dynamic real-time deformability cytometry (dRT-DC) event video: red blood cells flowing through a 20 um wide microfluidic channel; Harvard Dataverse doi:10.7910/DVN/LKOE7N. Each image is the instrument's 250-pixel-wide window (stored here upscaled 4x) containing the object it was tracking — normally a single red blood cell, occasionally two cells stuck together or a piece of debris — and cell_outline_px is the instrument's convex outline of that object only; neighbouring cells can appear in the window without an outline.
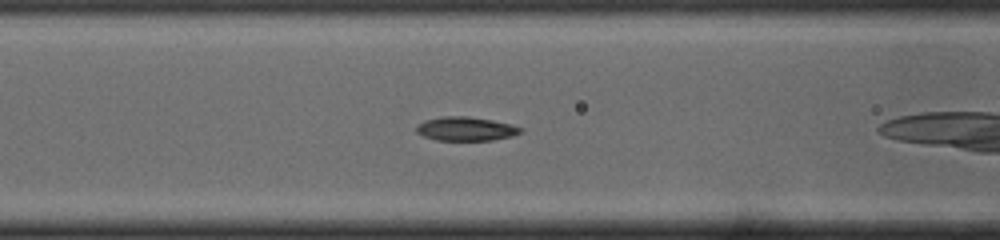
{"species": "common noctule bat (a hibernating species)", "species_latin": "Nyctalus noctula", "temperature_condition": "cold", "stored_images_in_passage": 43, "camera_frame_rate_fps": 3000, "um_per_image_px": 0.085, "animal": {"sex": "male", "body_mass_g": 19.0, "forearm_length_mm": 50.8}, "frame": {"image": 1, "passage_image": 12, "time_ms": 3.667, "image_size_px": [1000, 240], "cell_outline_px": [[524, 132], [512, 136], [492, 140], [436, 140], [424, 136], [416, 132], [416, 124], [424, 120], [444, 116], [468, 116], [492, 120], [512, 124], [524, 128]], "centroid_in_image_um": [39.62, 10.94], "position_along_channel_um": 127.0, "area_um2": 14.68}}
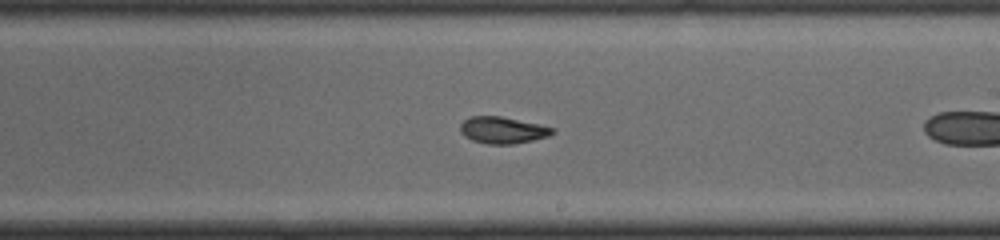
{"frame": {"image": 2, "passage_image": 21, "time_ms": 6.667, "image_size_px": [1000, 240], "cell_outline_px": [[556, 132], [548, 136], [532, 140], [512, 144], [488, 144], [472, 140], [464, 136], [460, 132], [460, 124], [468, 116], [500, 116], [556, 128]], "centroid_in_image_um": [42.71, 11.06], "position_along_channel_um": 246.3, "area_um2": 14.33}}
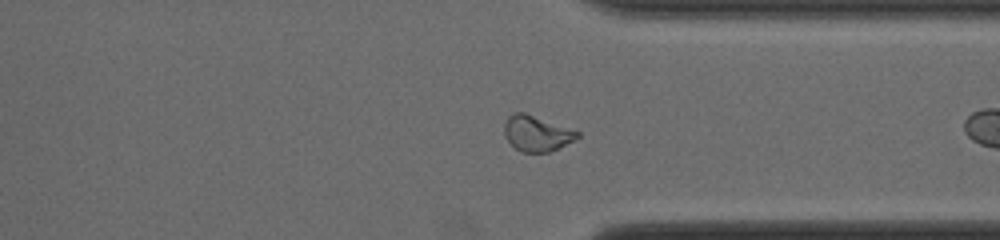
{"frame": {"image": 3, "passage_image": 30, "time_ms": 9.667, "image_size_px": [1000, 240], "cell_outline_px": [[580, 136], [548, 152], [520, 152], [504, 136], [504, 124], [508, 116], [512, 112], [524, 112], [580, 132]], "centroid_in_image_um": [45.56, 11.32], "position_along_channel_um": 365.8, "area_um2": 14.85}, "authors_computed_cell_mechanics": {"area_um2": 14.9124, "velocity_mm_per_s": 3.9913, "shape_relaxation_time_tau1_ms": 2.3952, "shape_relaxation_time_tau2_ms": 3.0062, "deformation_change_tau1": 0.1417, "deformation_change_tau2": 0.0909}}